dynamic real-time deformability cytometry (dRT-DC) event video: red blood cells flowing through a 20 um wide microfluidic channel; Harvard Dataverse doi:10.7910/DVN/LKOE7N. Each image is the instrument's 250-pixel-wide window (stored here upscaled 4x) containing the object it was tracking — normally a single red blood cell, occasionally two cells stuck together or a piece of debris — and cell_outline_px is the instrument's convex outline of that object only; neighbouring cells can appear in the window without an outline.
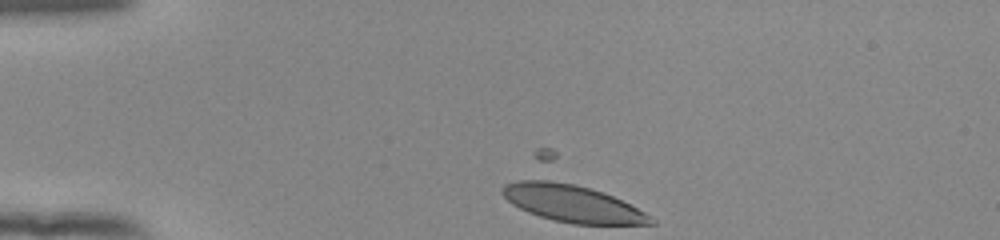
{"species": "human", "species_latin": "Homo sapiens", "temperature_condition": "room temperature", "stored_images_in_passage": 35, "camera_frame_rate_fps": 3000, "um_per_image_px": 0.085, "donor": {"sex": "female"}, "frame": {"image": 1, "passage_image": 1, "time_ms": 0.0, "image_size_px": [1000, 240], "cell_outline_px": [[656, 224], [572, 224], [552, 220], [528, 212], [512, 204], [500, 192], [500, 188], [504, 184], [516, 180], [540, 176], [604, 192], [644, 212], [656, 220]], "centroid_in_image_um": [48.55, 17.25], "position_along_channel_um": 36.5, "area_um2": 32.48}}
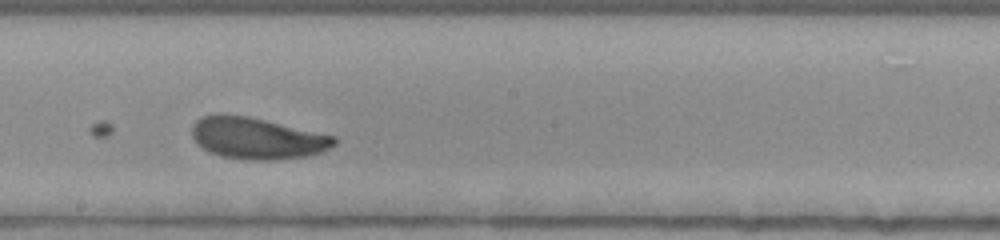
{"frame": {"image": 2, "passage_image": 20, "time_ms": 6.333, "image_size_px": [1000, 240], "cell_outline_px": [[336, 144], [320, 152], [308, 156], [272, 160], [248, 160], [220, 156], [208, 152], [192, 136], [192, 124], [200, 116], [216, 112], [224, 112], [248, 116], [336, 136]], "centroid_in_image_um": [21.8, 11.72], "position_along_channel_um": 226.4, "area_um2": 34.8}}
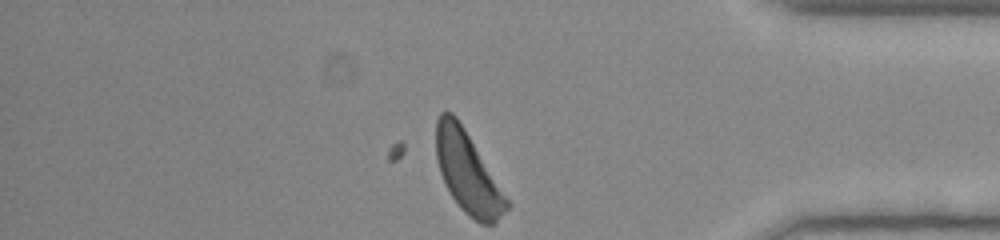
{"frame": {"image": 3, "passage_image": 35, "time_ms": 11.333, "image_size_px": [1000, 240], "cell_outline_px": [[512, 204], [492, 224], [480, 224], [468, 216], [460, 208], [452, 196], [440, 172], [436, 160], [436, 120], [440, 112], [452, 112], [456, 116], [464, 128]], "centroid_in_image_um": [39.75, 14.66], "position_along_channel_um": 395.4, "area_um2": 33.12}, "authors_computed_cell_mechanics": {"area_um2": 34.102, "velocity_mm_per_s": 3.8307, "shape_relaxation_time_tau1_ms": 1.9568, "shape_relaxation_time_tau2_ms": 4.4779, "deformation_change_tau1": 0.1127, "deformation_change_tau2": 0.1281}}